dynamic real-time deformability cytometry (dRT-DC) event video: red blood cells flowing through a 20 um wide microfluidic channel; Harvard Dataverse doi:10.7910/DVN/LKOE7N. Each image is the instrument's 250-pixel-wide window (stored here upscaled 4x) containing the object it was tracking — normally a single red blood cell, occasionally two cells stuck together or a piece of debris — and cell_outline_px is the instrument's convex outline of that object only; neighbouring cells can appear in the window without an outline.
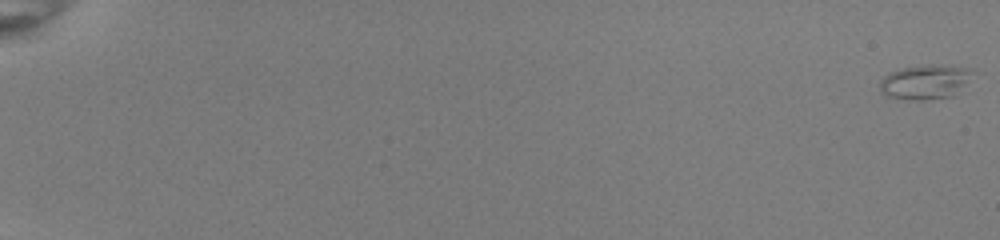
{"species": "common noctule bat (a hibernating species)", "species_latin": "Nyctalus noctula", "temperature_condition": "room temperature", "stored_images_in_passage": 54, "camera_frame_rate_fps": 3000, "um_per_image_px": 0.085, "animal": {"sex": "female", "body_mass_g": 22.0, "forearm_length_mm": 56.7}, "frame": {"image": 1, "passage_image": 1, "time_ms": 0.0, "image_size_px": [1000, 240], "cell_outline_px": [[976, 72], [952, 96], [924, 100], [908, 100], [888, 96], [880, 92], [880, 80], [888, 72], [904, 68], [940, 64], [972, 68]], "centroid_in_image_um": [78.64, 6.96], "position_along_channel_um": 6.4, "area_um2": 18.61}}
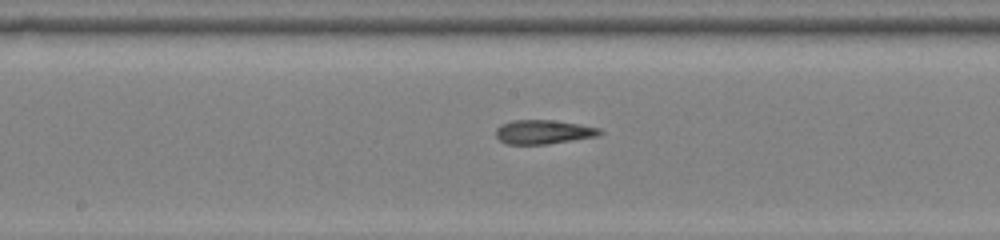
{"frame": {"image": 2, "passage_image": 32, "time_ms": 10.333, "image_size_px": [1000, 240], "cell_outline_px": [[604, 132], [600, 136], [548, 144], [504, 144], [496, 136], [496, 128], [500, 124], [512, 120], [552, 120], [600, 128]], "centroid_in_image_um": [46.19, 11.22], "position_along_channel_um": 202.0, "area_um2": 14.68}}
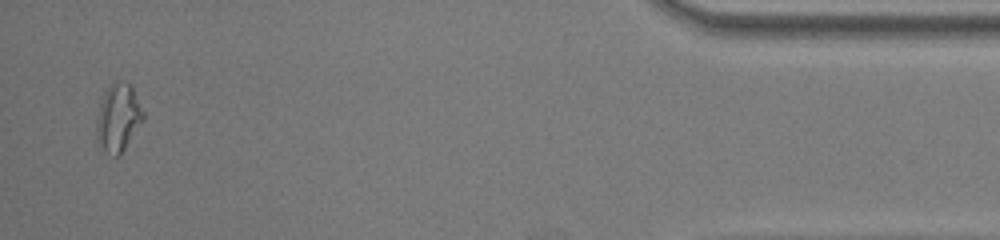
{"frame": {"image": 3, "passage_image": 53, "time_ms": 17.333, "image_size_px": [1000, 240], "cell_outline_px": [[144, 120], [120, 156], [116, 156], [104, 152], [96, 136], [96, 124], [100, 104], [104, 92], [112, 84], [132, 84], [144, 112]], "centroid_in_image_um": [10.07, 10.05], "position_along_channel_um": 425.1, "area_um2": 18.26}, "authors_computed_cell_mechanics": {"area_um2": 15.5482, "velocity_mm_per_s": 4.0288, "shape_relaxation_time_tau1_ms": null, "shape_relaxation_time_tau2_ms": 1.7698, "deformation_change_tau1": null, "deformation_change_tau2": 0.1112}}